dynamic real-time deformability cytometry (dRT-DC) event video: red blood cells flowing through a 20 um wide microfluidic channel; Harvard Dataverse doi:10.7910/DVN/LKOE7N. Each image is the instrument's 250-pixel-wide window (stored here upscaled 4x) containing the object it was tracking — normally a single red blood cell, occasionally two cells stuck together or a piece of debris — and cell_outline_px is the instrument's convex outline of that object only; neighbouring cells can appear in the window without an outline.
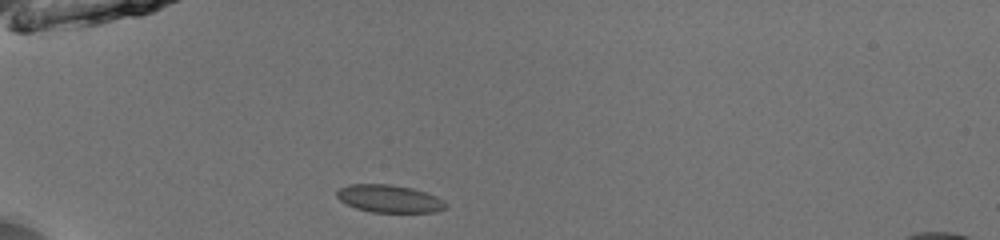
{"species": "common noctule bat (a hibernating species)", "species_latin": "Nyctalus noctula", "temperature_condition": "room temperature", "stored_images_in_passage": 36, "camera_frame_rate_fps": 3000, "um_per_image_px": 0.085, "animal": {"sex": "male", "body_mass_g": 13.0, "forearm_length_mm": 53.1}, "frame": {"image": 1, "passage_image": 1, "time_ms": 0.0, "image_size_px": [1000, 240], "cell_outline_px": [[448, 208], [436, 212], [372, 212], [356, 208], [340, 200], [336, 196], [336, 192], [340, 188], [348, 184], [388, 184], [412, 188], [436, 196], [444, 200], [448, 204]], "centroid_in_image_um": [33.12, 16.89], "position_along_channel_um": 51.9, "area_um2": 17.57}}
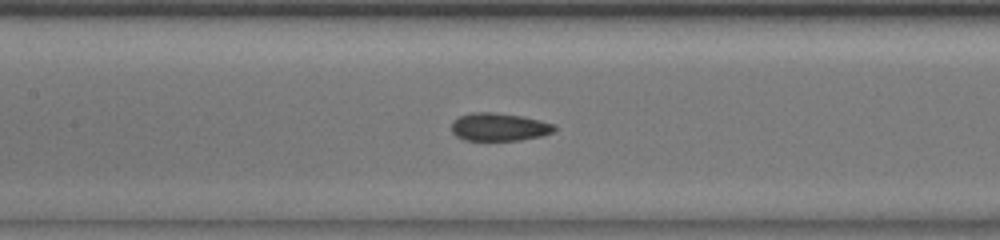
{"frame": {"image": 2, "passage_image": 11, "time_ms": 3.333, "image_size_px": [1000, 240], "cell_outline_px": [[556, 128], [552, 132], [544, 136], [520, 140], [464, 140], [456, 136], [452, 132], [452, 120], [460, 116], [472, 112], [492, 112], [524, 116], [556, 124]], "centroid_in_image_um": [42.44, 10.79], "position_along_channel_um": 165.0, "area_um2": 16.94}}
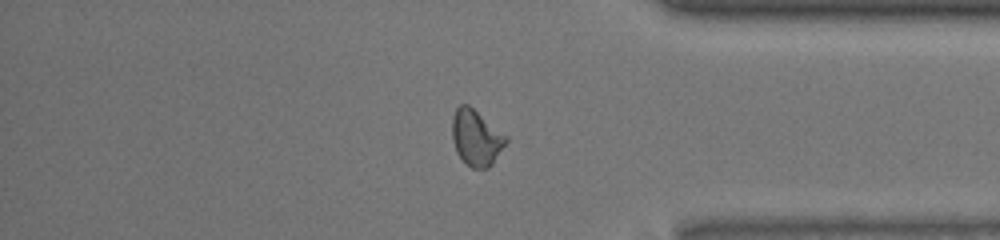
{"frame": {"image": 3, "passage_image": 29, "time_ms": 9.333, "image_size_px": [1000, 240], "cell_outline_px": [[508, 140], [492, 164], [488, 168], [472, 168], [456, 152], [452, 140], [452, 116], [456, 108], [460, 104], [468, 104], [508, 136]], "centroid_in_image_um": [40.47, 11.68], "position_along_channel_um": 394.7, "area_um2": 17.51}, "authors_computed_cell_mechanics": {"area_um2": 16.9643, "velocity_mm_per_s": 3.9959, "shape_relaxation_time_tau1_ms": 6.1257, "shape_relaxation_time_tau2_ms": 1.657, "deformation_change_tau1": 0.1538, "deformation_change_tau2": 0.0795}}